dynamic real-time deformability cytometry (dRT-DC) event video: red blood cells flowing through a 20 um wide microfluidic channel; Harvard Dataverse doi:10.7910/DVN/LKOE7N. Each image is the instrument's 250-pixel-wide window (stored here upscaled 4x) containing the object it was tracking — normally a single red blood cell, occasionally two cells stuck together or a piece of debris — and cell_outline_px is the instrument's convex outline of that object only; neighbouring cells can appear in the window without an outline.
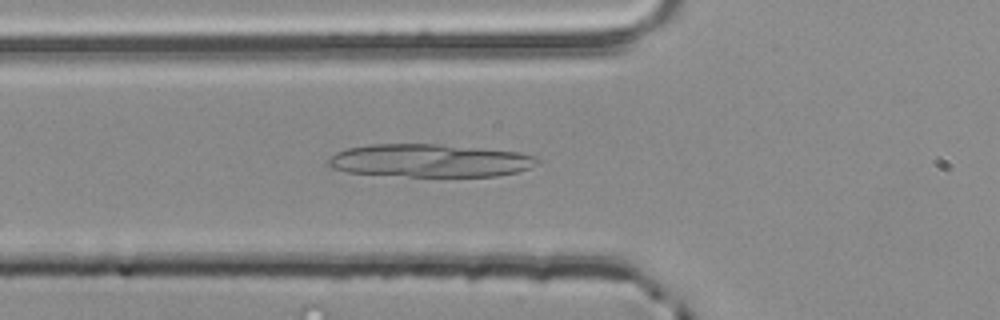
{"species": "common noctule bat (a hibernating species)", "species_latin": "Nyctalus noctula", "temperature_condition": "room temperature", "stored_images_in_passage": 37, "camera_frame_rate_fps": 3000, "um_per_image_px": 0.085, "animal": {"sex": "male", "body_mass_g": 20.4}, "frame": {"image": 1, "passage_image": 3, "time_ms": 0.667, "image_size_px": [1000, 320], "cell_outline_px": [[540, 160], [536, 164], [528, 168], [516, 172], [496, 176], [408, 176], [348, 172], [332, 168], [328, 164], [328, 160], [336, 152], [348, 148], [368, 144], [440, 144], [516, 152], [536, 156]], "centroid_in_image_um": [36.52, 13.64], "position_along_channel_um": 89.3, "area_um2": 39.82}}
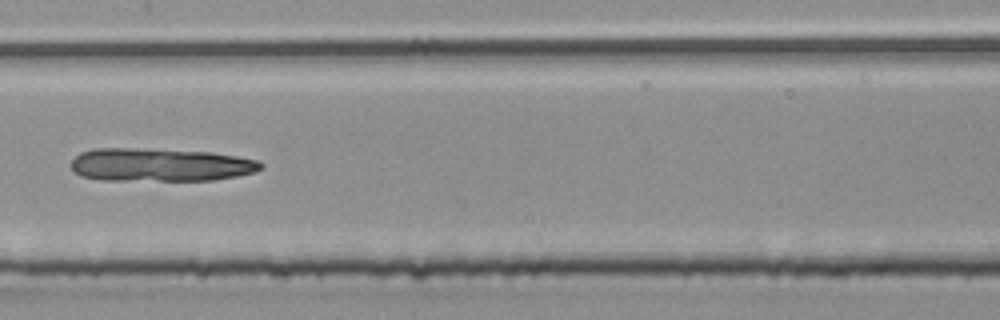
{"frame": {"image": 2, "passage_image": 11, "time_ms": 3.333, "image_size_px": [1000, 320], "cell_outline_px": [[264, 168], [256, 172], [216, 180], [100, 180], [80, 176], [72, 168], [72, 160], [80, 152], [92, 148], [132, 148], [212, 152], [260, 160], [264, 164]], "centroid_in_image_um": [13.65, 14.01], "position_along_channel_um": 193.7, "area_um2": 36.93}}
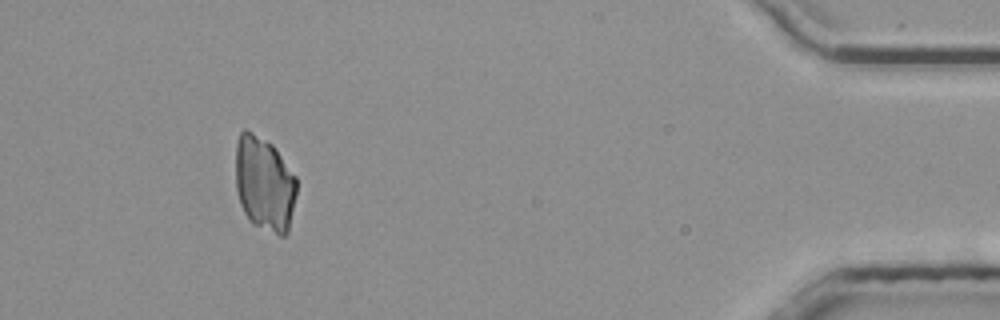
{"frame": {"image": 3, "passage_image": 33, "time_ms": 10.667, "image_size_px": [1000, 320], "cell_outline_px": [[296, 192], [288, 232], [284, 236], [280, 236], [252, 224], [248, 220], [240, 204], [236, 188], [236, 144], [240, 132], [244, 128], [252, 132], [272, 144], [296, 176]], "centroid_in_image_um": [22.46, 15.63], "position_along_channel_um": 412.7, "area_um2": 33.76}}